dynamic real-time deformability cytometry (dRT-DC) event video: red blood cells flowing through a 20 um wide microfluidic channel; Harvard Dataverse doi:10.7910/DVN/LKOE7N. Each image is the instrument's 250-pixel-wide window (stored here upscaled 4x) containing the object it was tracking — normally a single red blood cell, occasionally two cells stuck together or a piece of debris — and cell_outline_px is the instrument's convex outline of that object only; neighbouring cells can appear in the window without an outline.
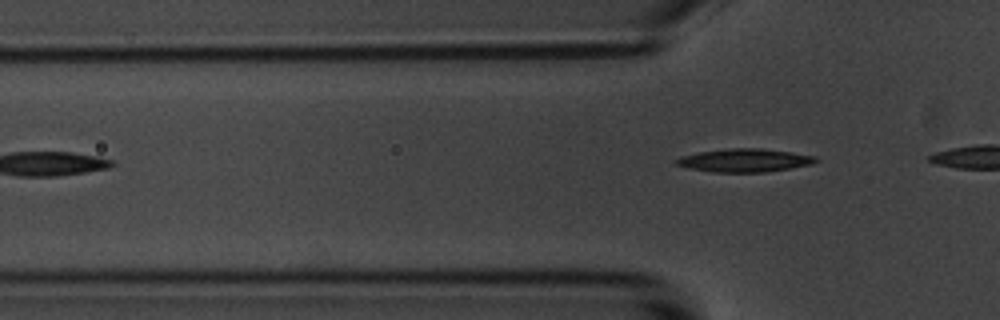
{"species": "common noctule bat (a hibernating species)", "species_latin": "Nyctalus noctula", "temperature_condition": "room temperature", "stored_images_in_passage": 4, "camera_frame_rate_fps": 3000, "um_per_image_px": 0.085, "animal": {"sex": "male", "body_mass_g": 20.1, "forearm_length_mm": 53.5}, "frame": {"image": 1, "passage_image": 4, "time_ms": 3.667, "image_size_px": [1000, 320], "cell_outline_px": [[820, 160], [812, 164], [764, 172], [712, 172], [688, 168], [676, 164], [672, 160], [680, 156], [700, 152], [728, 148], [760, 148], [792, 152], [816, 156]], "centroid_in_image_um": [63.27, 13.62], "position_along_channel_um": 62.5, "area_um2": 18.9}}